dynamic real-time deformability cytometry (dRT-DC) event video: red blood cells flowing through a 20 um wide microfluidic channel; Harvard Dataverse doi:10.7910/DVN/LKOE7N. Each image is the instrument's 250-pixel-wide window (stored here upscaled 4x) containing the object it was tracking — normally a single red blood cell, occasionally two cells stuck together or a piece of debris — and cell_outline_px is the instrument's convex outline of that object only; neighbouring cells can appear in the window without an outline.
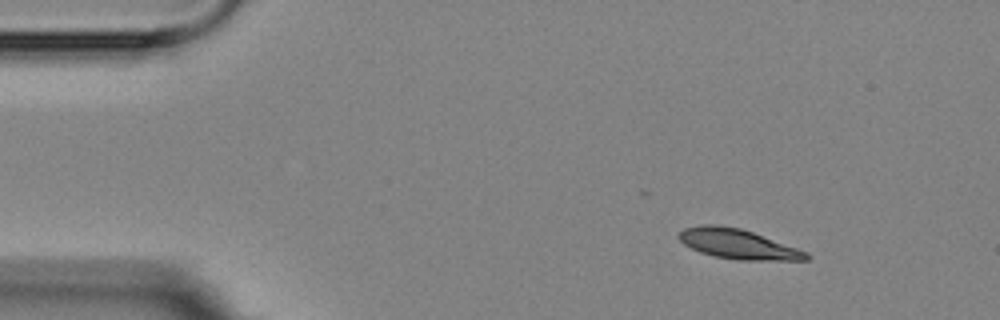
{"species": "Egyptian fruit bat (a non-hibernating species)", "species_latin": "Rousettus aegyptiacus", "temperature_condition": "room temperature", "stored_images_in_passage": 15, "camera_frame_rate_fps": 3000, "um_per_image_px": 0.085, "animal": {"sex": "female"}, "frame": {"image": 1, "passage_image": 1, "time_ms": 0.0, "image_size_px": [1000, 320], "cell_outline_px": [[812, 256], [808, 260], [736, 260], [712, 256], [700, 252], [684, 244], [676, 236], [684, 228], [700, 224], [716, 224], [740, 228], [752, 232], [808, 252]], "centroid_in_image_um": [62.71, 20.74], "position_along_channel_um": 22.3, "area_um2": 22.2}}
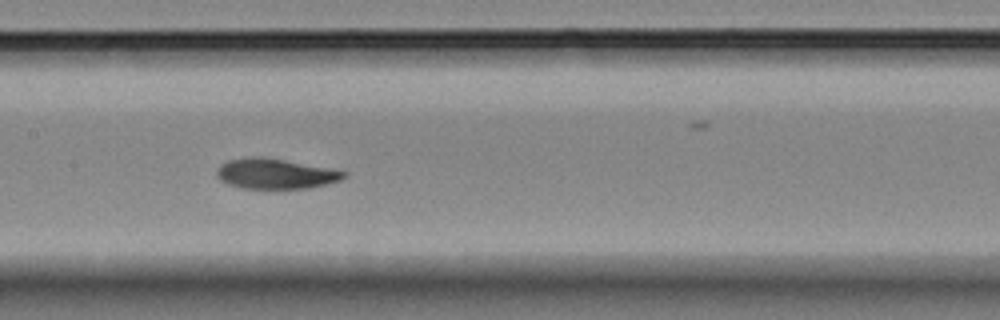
{"frame": {"image": 2, "passage_image": 7, "time_ms": 6.667, "image_size_px": [1000, 320], "cell_outline_px": [[348, 176], [340, 180], [308, 188], [240, 188], [228, 184], [220, 180], [216, 176], [216, 168], [220, 164], [228, 160], [244, 156], [264, 156], [328, 168], [348, 172]], "centroid_in_image_um": [23.35, 14.75], "position_along_channel_um": 184.1, "area_um2": 22.54}}
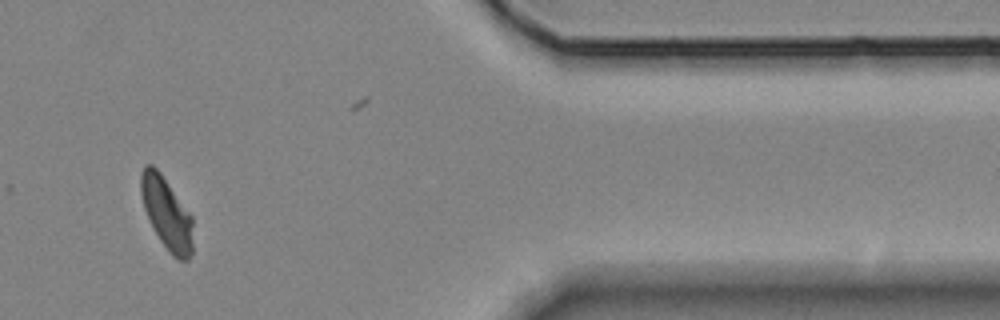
{"frame": {"image": 3, "passage_image": 13, "time_ms": 13.667, "image_size_px": [1000, 320], "cell_outline_px": [[192, 252], [188, 260], [180, 260], [172, 256], [160, 240], [152, 228], [144, 208], [140, 192], [140, 172], [144, 164], [152, 164], [160, 172], [192, 216]], "centroid_in_image_um": [14.14, 18.12], "position_along_channel_um": 397.3, "area_um2": 21.85}, "authors_computed_cell_mechanics": {"area_um2": 22.253, "velocity_mm_per_s": 3.5278, "shape_relaxation_time_tau1_ms": 3.3619, "shape_relaxation_time_tau2_ms": null, "deformation_change_tau1": 0.1053, "deformation_change_tau2": null}}